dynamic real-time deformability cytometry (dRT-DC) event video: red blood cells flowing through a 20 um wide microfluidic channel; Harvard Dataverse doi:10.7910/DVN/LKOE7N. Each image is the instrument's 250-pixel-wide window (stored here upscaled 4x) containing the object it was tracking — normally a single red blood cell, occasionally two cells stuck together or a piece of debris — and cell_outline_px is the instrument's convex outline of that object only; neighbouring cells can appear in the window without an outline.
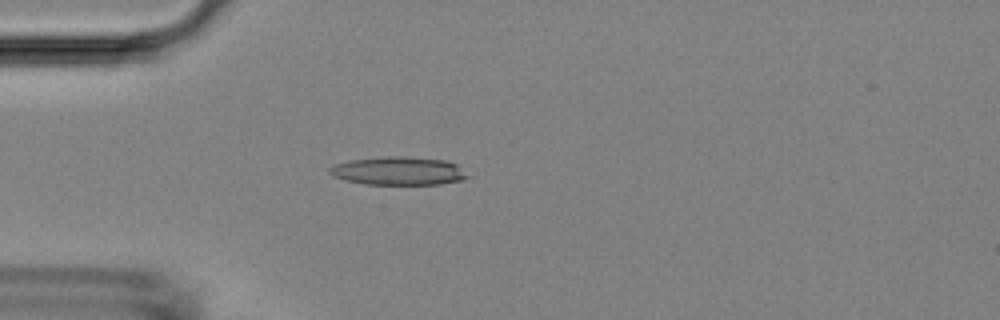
{"species": "Egyptian fruit bat (a non-hibernating species)", "species_latin": "Rousettus aegyptiacus", "temperature_condition": "room temperature", "stored_images_in_passage": 4, "camera_frame_rate_fps": 3000, "um_per_image_px": 0.085, "animal": {"sex": "female"}, "frame": {"image": 1, "passage_image": 4, "time_ms": 3.333, "image_size_px": [1000, 320], "cell_outline_px": [[472, 176], [464, 180], [440, 184], [364, 184], [344, 180], [332, 176], [328, 172], [328, 168], [336, 164], [348, 160], [388, 156], [404, 156], [448, 160], [456, 164]], "centroid_in_image_um": [33.89, 14.53], "position_along_channel_um": 51.1, "area_um2": 23.06}}